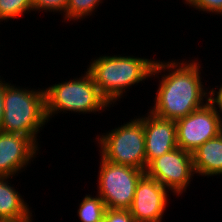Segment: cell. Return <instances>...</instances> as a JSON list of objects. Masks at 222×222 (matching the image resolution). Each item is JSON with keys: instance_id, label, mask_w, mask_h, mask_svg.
I'll return each mask as SVG.
<instances>
[{"instance_id": "30bf717a", "label": "cell", "mask_w": 222, "mask_h": 222, "mask_svg": "<svg viewBox=\"0 0 222 222\" xmlns=\"http://www.w3.org/2000/svg\"><path fill=\"white\" fill-rule=\"evenodd\" d=\"M40 148L30 137L0 131V176H18L33 162Z\"/></svg>"}, {"instance_id": "5b68a950", "label": "cell", "mask_w": 222, "mask_h": 222, "mask_svg": "<svg viewBox=\"0 0 222 222\" xmlns=\"http://www.w3.org/2000/svg\"><path fill=\"white\" fill-rule=\"evenodd\" d=\"M111 131V132H110ZM96 135L99 156L115 164L146 169L144 115L134 117L120 127Z\"/></svg>"}, {"instance_id": "3957f363", "label": "cell", "mask_w": 222, "mask_h": 222, "mask_svg": "<svg viewBox=\"0 0 222 222\" xmlns=\"http://www.w3.org/2000/svg\"><path fill=\"white\" fill-rule=\"evenodd\" d=\"M47 123L44 88H22L5 81L4 114L0 131L30 137L40 146L37 134Z\"/></svg>"}, {"instance_id": "ac0fdd59", "label": "cell", "mask_w": 222, "mask_h": 222, "mask_svg": "<svg viewBox=\"0 0 222 222\" xmlns=\"http://www.w3.org/2000/svg\"><path fill=\"white\" fill-rule=\"evenodd\" d=\"M184 3L195 10L222 16V0H184Z\"/></svg>"}, {"instance_id": "6da1fadb", "label": "cell", "mask_w": 222, "mask_h": 222, "mask_svg": "<svg viewBox=\"0 0 222 222\" xmlns=\"http://www.w3.org/2000/svg\"><path fill=\"white\" fill-rule=\"evenodd\" d=\"M185 60H156L154 63L151 78L161 80L158 81L154 105L149 111L158 117L177 121L212 99L211 88H205L201 81V69L204 67L196 59Z\"/></svg>"}, {"instance_id": "ba28073f", "label": "cell", "mask_w": 222, "mask_h": 222, "mask_svg": "<svg viewBox=\"0 0 222 222\" xmlns=\"http://www.w3.org/2000/svg\"><path fill=\"white\" fill-rule=\"evenodd\" d=\"M145 173L179 197L193 181L192 153L177 147L152 160L146 166Z\"/></svg>"}, {"instance_id": "8fae6325", "label": "cell", "mask_w": 222, "mask_h": 222, "mask_svg": "<svg viewBox=\"0 0 222 222\" xmlns=\"http://www.w3.org/2000/svg\"><path fill=\"white\" fill-rule=\"evenodd\" d=\"M147 114V115H146ZM144 115L146 166L177 148L176 123L148 112Z\"/></svg>"}, {"instance_id": "d6986e66", "label": "cell", "mask_w": 222, "mask_h": 222, "mask_svg": "<svg viewBox=\"0 0 222 222\" xmlns=\"http://www.w3.org/2000/svg\"><path fill=\"white\" fill-rule=\"evenodd\" d=\"M103 222H135L127 209H106Z\"/></svg>"}, {"instance_id": "e0dca14e", "label": "cell", "mask_w": 222, "mask_h": 222, "mask_svg": "<svg viewBox=\"0 0 222 222\" xmlns=\"http://www.w3.org/2000/svg\"><path fill=\"white\" fill-rule=\"evenodd\" d=\"M69 0H33V11H44V12H54L62 13L64 15L67 9Z\"/></svg>"}, {"instance_id": "7402d4cb", "label": "cell", "mask_w": 222, "mask_h": 222, "mask_svg": "<svg viewBox=\"0 0 222 222\" xmlns=\"http://www.w3.org/2000/svg\"><path fill=\"white\" fill-rule=\"evenodd\" d=\"M33 222V220H18V219H0V222Z\"/></svg>"}, {"instance_id": "8992f818", "label": "cell", "mask_w": 222, "mask_h": 222, "mask_svg": "<svg viewBox=\"0 0 222 222\" xmlns=\"http://www.w3.org/2000/svg\"><path fill=\"white\" fill-rule=\"evenodd\" d=\"M97 194L108 209H129L145 170L112 163L101 156Z\"/></svg>"}, {"instance_id": "2e32d148", "label": "cell", "mask_w": 222, "mask_h": 222, "mask_svg": "<svg viewBox=\"0 0 222 222\" xmlns=\"http://www.w3.org/2000/svg\"><path fill=\"white\" fill-rule=\"evenodd\" d=\"M33 11V0H0V24ZM8 20V21H7Z\"/></svg>"}, {"instance_id": "9c48e42d", "label": "cell", "mask_w": 222, "mask_h": 222, "mask_svg": "<svg viewBox=\"0 0 222 222\" xmlns=\"http://www.w3.org/2000/svg\"><path fill=\"white\" fill-rule=\"evenodd\" d=\"M169 190L144 173L136 186L130 208L135 222H162L169 200Z\"/></svg>"}, {"instance_id": "277c9868", "label": "cell", "mask_w": 222, "mask_h": 222, "mask_svg": "<svg viewBox=\"0 0 222 222\" xmlns=\"http://www.w3.org/2000/svg\"><path fill=\"white\" fill-rule=\"evenodd\" d=\"M48 122L58 113L101 114L109 103L99 93L91 74L86 70L80 77L55 83L44 89ZM101 111V113H100Z\"/></svg>"}, {"instance_id": "9a60e30c", "label": "cell", "mask_w": 222, "mask_h": 222, "mask_svg": "<svg viewBox=\"0 0 222 222\" xmlns=\"http://www.w3.org/2000/svg\"><path fill=\"white\" fill-rule=\"evenodd\" d=\"M104 3L103 0H69L63 21H77L84 20L90 17L100 4Z\"/></svg>"}, {"instance_id": "4fadbf2b", "label": "cell", "mask_w": 222, "mask_h": 222, "mask_svg": "<svg viewBox=\"0 0 222 222\" xmlns=\"http://www.w3.org/2000/svg\"><path fill=\"white\" fill-rule=\"evenodd\" d=\"M9 179L0 176V219L33 220L31 207Z\"/></svg>"}, {"instance_id": "7c38bea8", "label": "cell", "mask_w": 222, "mask_h": 222, "mask_svg": "<svg viewBox=\"0 0 222 222\" xmlns=\"http://www.w3.org/2000/svg\"><path fill=\"white\" fill-rule=\"evenodd\" d=\"M192 160L196 176L222 175V133L193 151Z\"/></svg>"}, {"instance_id": "ffe728a7", "label": "cell", "mask_w": 222, "mask_h": 222, "mask_svg": "<svg viewBox=\"0 0 222 222\" xmlns=\"http://www.w3.org/2000/svg\"><path fill=\"white\" fill-rule=\"evenodd\" d=\"M219 86H216L215 88H211L212 90V101L217 105L218 110L220 112V117L222 121V84ZM217 88V89H216ZM216 89V91H215ZM218 90V91H217Z\"/></svg>"}, {"instance_id": "44dd1931", "label": "cell", "mask_w": 222, "mask_h": 222, "mask_svg": "<svg viewBox=\"0 0 222 222\" xmlns=\"http://www.w3.org/2000/svg\"><path fill=\"white\" fill-rule=\"evenodd\" d=\"M3 77L1 79L0 76V130H1V123L3 120L4 114V93H5V80L3 81Z\"/></svg>"}, {"instance_id": "7a4b0ae2", "label": "cell", "mask_w": 222, "mask_h": 222, "mask_svg": "<svg viewBox=\"0 0 222 222\" xmlns=\"http://www.w3.org/2000/svg\"><path fill=\"white\" fill-rule=\"evenodd\" d=\"M154 63L153 58L101 55L91 59L86 70L91 74L99 93L113 107L134 84L151 79Z\"/></svg>"}, {"instance_id": "5bb4252c", "label": "cell", "mask_w": 222, "mask_h": 222, "mask_svg": "<svg viewBox=\"0 0 222 222\" xmlns=\"http://www.w3.org/2000/svg\"><path fill=\"white\" fill-rule=\"evenodd\" d=\"M106 209V205L98 194L97 196L86 194L79 204L77 215L81 222H103Z\"/></svg>"}, {"instance_id": "52a82bcc", "label": "cell", "mask_w": 222, "mask_h": 222, "mask_svg": "<svg viewBox=\"0 0 222 222\" xmlns=\"http://www.w3.org/2000/svg\"><path fill=\"white\" fill-rule=\"evenodd\" d=\"M175 123L177 146L190 153L222 133L220 112L212 100Z\"/></svg>"}]
</instances>
